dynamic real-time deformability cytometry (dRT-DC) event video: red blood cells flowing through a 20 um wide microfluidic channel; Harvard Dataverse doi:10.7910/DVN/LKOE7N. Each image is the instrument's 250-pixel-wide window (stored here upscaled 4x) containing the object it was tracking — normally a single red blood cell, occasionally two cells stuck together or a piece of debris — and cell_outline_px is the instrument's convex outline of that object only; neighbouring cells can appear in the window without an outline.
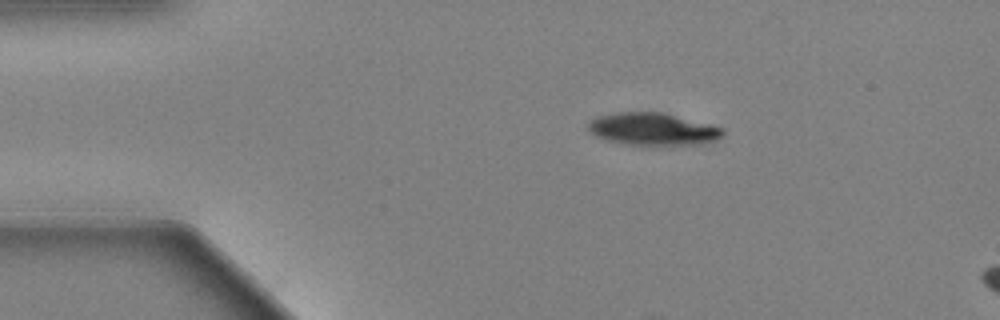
{"species": "Egyptian fruit bat (a non-hibernating species)", "species_latin": "Rousettus aegyptiacus", "temperature_condition": "warm", "stored_images_in_passage": 8, "camera_frame_rate_fps": 3000, "um_per_image_px": 0.085, "animal": {"sex": "female"}, "frame": {"image": 1, "passage_image": 1, "time_ms": 0.0, "image_size_px": [1000, 320], "cell_outline_px": [[724, 132], [716, 140], [700, 144], [624, 144], [608, 140], [596, 136], [588, 128], [588, 124], [596, 116], [616, 112], [664, 112], [724, 128]], "centroid_in_image_um": [55.49, 10.95], "position_along_channel_um": 29.5, "area_um2": 25.09}}